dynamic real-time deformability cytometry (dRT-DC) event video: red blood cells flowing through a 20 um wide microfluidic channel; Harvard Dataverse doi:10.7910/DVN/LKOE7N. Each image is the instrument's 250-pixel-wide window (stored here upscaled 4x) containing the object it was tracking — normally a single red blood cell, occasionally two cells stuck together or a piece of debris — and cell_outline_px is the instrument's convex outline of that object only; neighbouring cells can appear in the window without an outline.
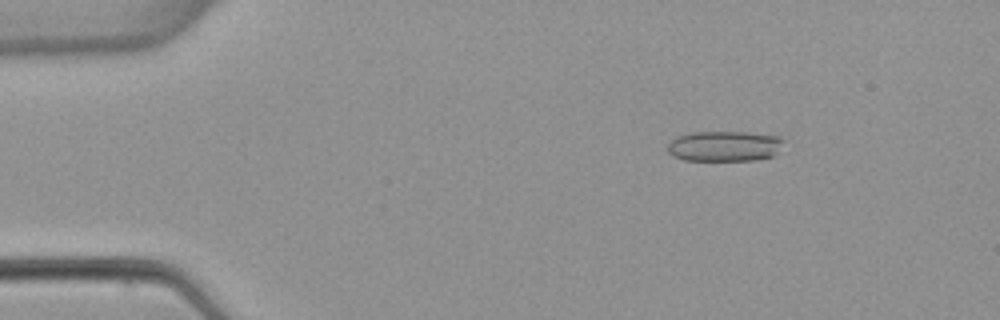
{"species": "common noctule bat (a hibernating species)", "species_latin": "Nyctalus noctula", "temperature_condition": "warm", "stored_images_in_passage": 5, "camera_frame_rate_fps": 3000, "um_per_image_px": 0.085, "animal": {"sex": "female", "body_mass_g": 22.7, "forearm_length_mm": 54.2}, "frame": {"image": 1, "passage_image": 3, "time_ms": 2.333, "image_size_px": [1000, 320], "cell_outline_px": [[784, 140], [776, 156], [756, 160], [684, 160], [672, 156], [668, 152], [668, 144], [676, 136], [692, 132], [744, 132], [780, 136]], "centroid_in_image_um": [61.59, 12.42], "position_along_channel_um": 23.4, "area_um2": 20.75}}
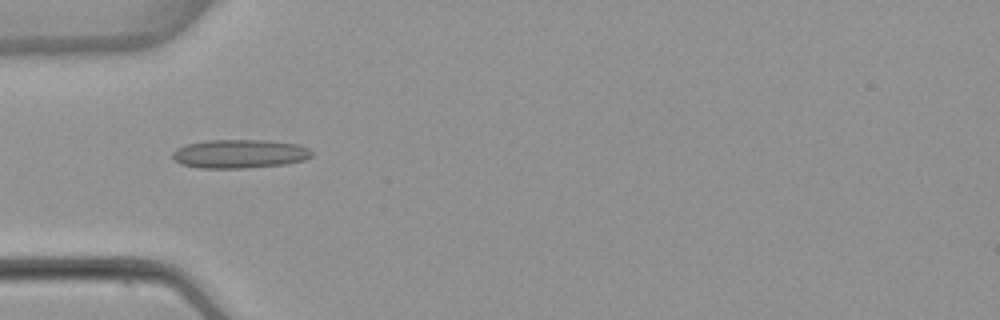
{"frame": {"image": 2, "passage_image": 5, "time_ms": 5.333, "image_size_px": [1000, 320], "cell_outline_px": [[312, 156], [304, 160], [288, 164], [248, 168], [200, 168], [180, 164], [172, 160], [172, 152], [176, 148], [188, 144], [208, 140], [264, 140], [300, 144], [308, 148], [312, 152]], "centroid_in_image_um": [20.37, 13.08], "position_along_channel_um": 64.6, "area_um2": 23.58}}